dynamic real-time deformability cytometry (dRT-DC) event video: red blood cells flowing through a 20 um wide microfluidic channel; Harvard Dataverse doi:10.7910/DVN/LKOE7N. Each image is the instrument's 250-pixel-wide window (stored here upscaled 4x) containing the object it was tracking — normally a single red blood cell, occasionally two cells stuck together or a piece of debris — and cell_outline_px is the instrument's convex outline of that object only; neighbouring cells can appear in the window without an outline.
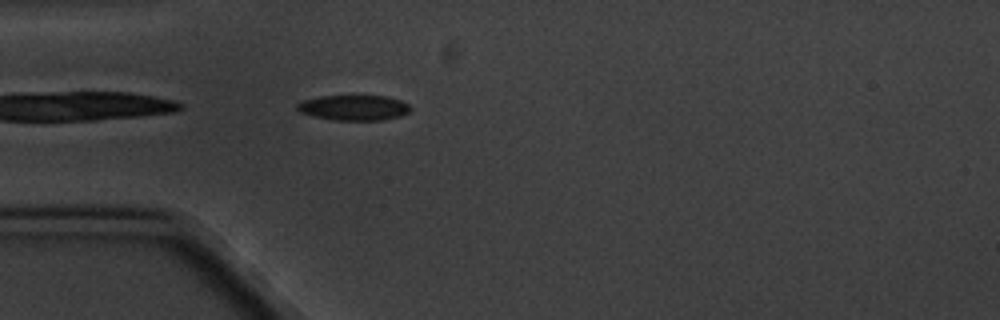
{"species": "common noctule bat (a hibernating species)", "species_latin": "Nyctalus noctula", "temperature_condition": "cold", "stored_images_in_passage": 5, "camera_frame_rate_fps": 3000, "um_per_image_px": 0.085, "animal": {"sex": "male", "body_mass_g": 20.1, "forearm_length_mm": 53.5}, "frame": {"image": 1, "passage_image": 5, "time_ms": 4.667, "image_size_px": [1000, 320], "cell_outline_px": [[412, 108], [408, 112], [400, 116], [380, 120], [332, 120], [312, 116], [300, 112], [296, 108], [296, 104], [304, 100], [320, 96], [388, 96], [400, 100], [408, 104]], "centroid_in_image_um": [30.06, 9.15], "position_along_channel_um": 54.9, "area_um2": 16.7}}